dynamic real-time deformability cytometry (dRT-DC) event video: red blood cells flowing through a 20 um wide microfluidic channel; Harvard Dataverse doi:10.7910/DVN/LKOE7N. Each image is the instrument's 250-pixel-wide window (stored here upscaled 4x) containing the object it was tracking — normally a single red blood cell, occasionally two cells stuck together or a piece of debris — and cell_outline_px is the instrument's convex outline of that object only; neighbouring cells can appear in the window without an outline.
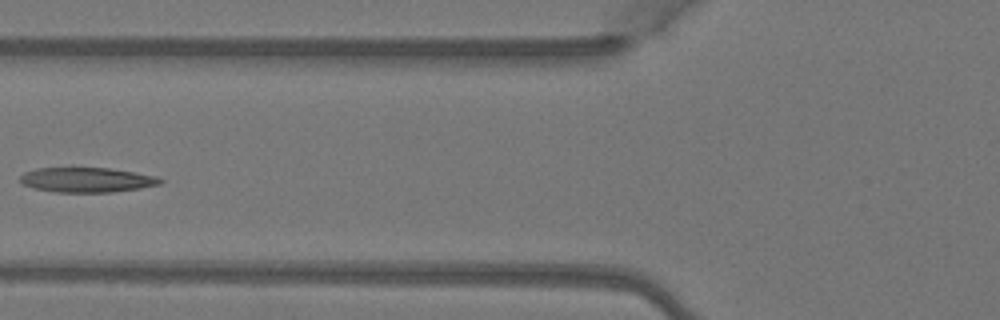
{"species": "Egyptian fruit bat (a non-hibernating species)", "species_latin": "Rousettus aegyptiacus", "temperature_condition": "warm", "stored_images_in_passage": 6, "camera_frame_rate_fps": 3000, "um_per_image_px": 0.085, "animal": {"sex": "female"}, "frame": {"image": 1, "passage_image": 5, "time_ms": 1.333, "image_size_px": [1000, 320], "cell_outline_px": [[164, 180], [160, 184], [140, 188], [112, 192], [56, 192], [32, 188], [24, 184], [20, 180], [20, 176], [24, 172], [36, 168], [72, 164], [108, 168], [156, 176]], "centroid_in_image_um": [7.3, 15.23], "position_along_channel_um": 118.5, "area_um2": 21.15}}
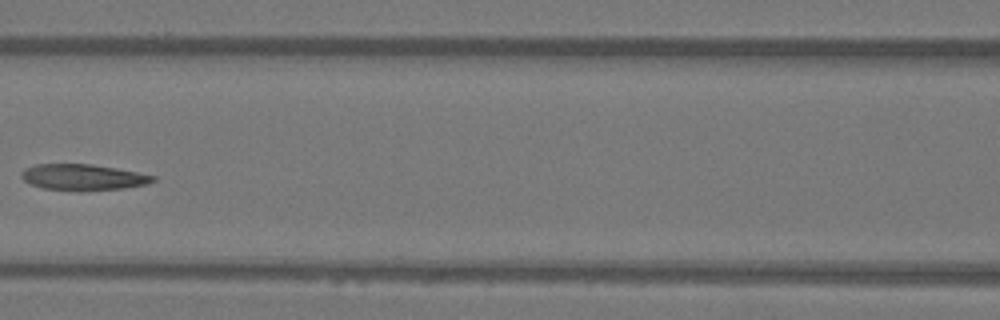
{"frame": {"image": 2, "passage_image": 6, "time_ms": 1.667, "image_size_px": [1000, 320], "cell_outline_px": [[156, 180], [148, 184], [124, 188], [80, 192], [44, 188], [28, 184], [20, 176], [20, 172], [24, 168], [36, 164], [92, 164], [116, 168], [156, 176]], "centroid_in_image_um": [7.03, 15.07], "position_along_channel_um": 159.6, "area_um2": 20.35}}